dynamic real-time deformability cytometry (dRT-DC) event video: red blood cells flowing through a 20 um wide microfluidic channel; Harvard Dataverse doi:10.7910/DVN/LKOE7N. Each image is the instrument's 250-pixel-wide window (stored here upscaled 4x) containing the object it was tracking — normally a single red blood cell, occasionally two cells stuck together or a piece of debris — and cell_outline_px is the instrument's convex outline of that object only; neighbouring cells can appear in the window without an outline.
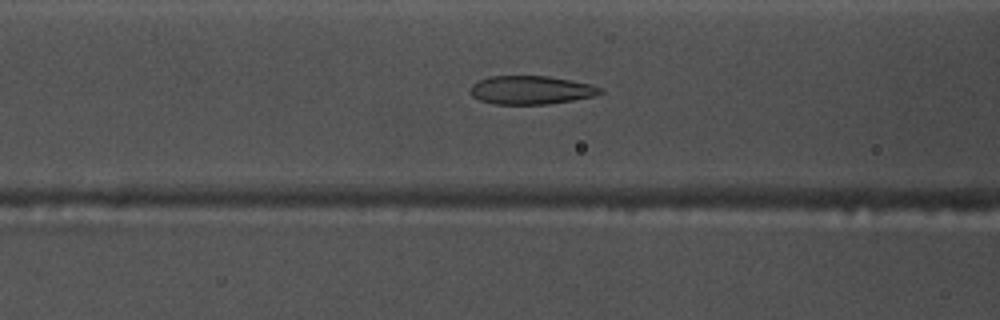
{"species": "common noctule bat (a hibernating species)", "species_latin": "Nyctalus noctula", "temperature_condition": "warm", "stored_images_in_passage": 52, "camera_frame_rate_fps": 3000, "um_per_image_px": 0.085, "animal": {"sex": "male", "body_mass_g": 17.5, "forearm_length_mm": 52.3}, "frame": {"image": 1, "passage_image": 19, "time_ms": 6.0, "image_size_px": [1000, 320], "cell_outline_px": [[604, 92], [596, 96], [548, 104], [492, 104], [480, 100], [472, 96], [468, 92], [472, 84], [488, 76], [548, 76], [572, 80], [592, 84], [604, 88]], "centroid_in_image_um": [45.16, 7.65], "position_along_channel_um": 121.4, "area_um2": 21.85}}
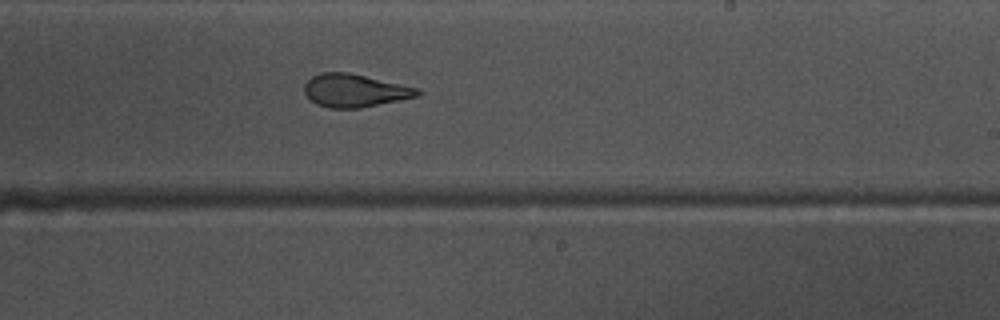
{"frame": {"image": 2, "passage_image": 30, "time_ms": 9.667, "image_size_px": [1000, 320], "cell_outline_px": [[420, 96], [360, 108], [328, 108], [316, 104], [304, 92], [304, 84], [312, 76], [320, 72], [348, 72], [420, 88]], "centroid_in_image_um": [30.16, 7.69], "position_along_channel_um": 258.8, "area_um2": 21.79}}
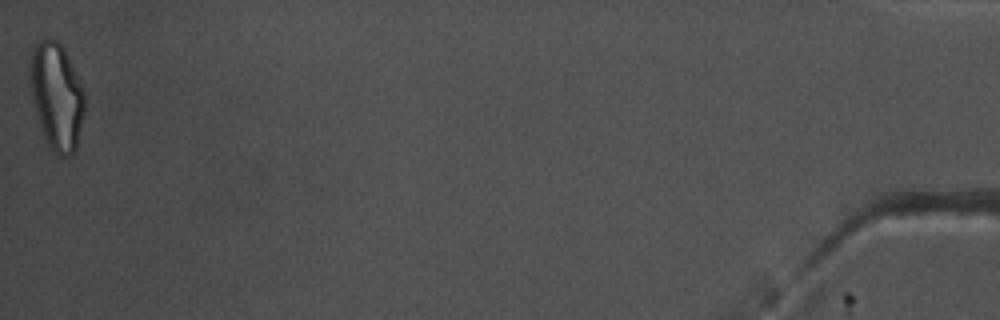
{"frame": {"image": 3, "passage_image": 52, "time_ms": 17.0, "image_size_px": [1000, 320], "cell_outline_px": [[84, 112], [76, 148], [68, 156], [60, 156], [48, 144], [44, 136], [32, 96], [32, 48], [40, 40], [56, 40], [64, 48], [84, 92]], "centroid_in_image_um": [4.85, 8.19], "position_along_channel_um": 430.4, "area_um2": 32.6}, "authors_computed_cell_mechanics": {"area_um2": 23.409, "velocity_mm_per_s": 3.757, "shape_relaxation_time_tau1_ms": 10.9357, "shape_relaxation_time_tau2_ms": 1.6676, "deformation_change_tau1": 0.2821, "deformation_change_tau2": 0.1043}}